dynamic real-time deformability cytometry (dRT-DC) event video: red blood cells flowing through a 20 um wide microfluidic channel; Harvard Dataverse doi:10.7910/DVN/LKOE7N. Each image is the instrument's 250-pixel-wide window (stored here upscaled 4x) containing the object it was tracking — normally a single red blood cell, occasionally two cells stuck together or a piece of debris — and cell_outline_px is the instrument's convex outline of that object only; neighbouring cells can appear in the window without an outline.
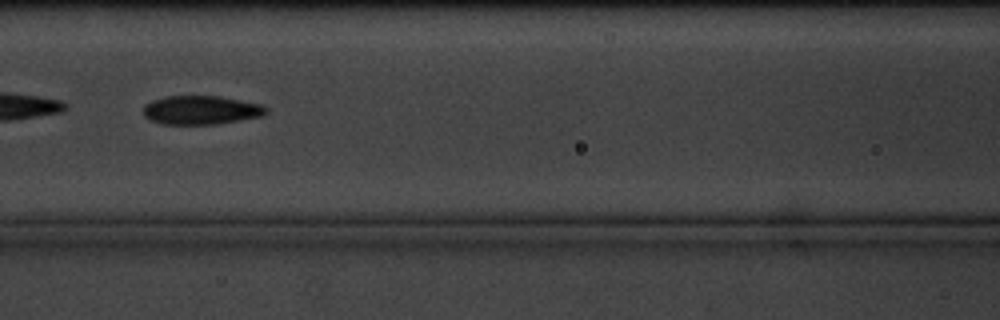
{"species": "common noctule bat (a hibernating species)", "species_latin": "Nyctalus noctula", "temperature_condition": "cold", "stored_images_in_passage": 9, "camera_frame_rate_fps": 3000, "um_per_image_px": 0.085, "animal": {"sex": "male", "body_mass_g": 20.1, "forearm_length_mm": 53.5}, "frame": {"image": 1, "passage_image": 7, "time_ms": 7.667, "image_size_px": [1000, 320], "cell_outline_px": [[268, 112], [264, 116], [216, 124], [160, 124], [144, 116], [144, 104], [152, 100], [164, 96], [220, 96], [260, 104], [268, 108]], "centroid_in_image_um": [17.09, 9.35], "position_along_channel_um": 149.5, "area_um2": 20.69}}